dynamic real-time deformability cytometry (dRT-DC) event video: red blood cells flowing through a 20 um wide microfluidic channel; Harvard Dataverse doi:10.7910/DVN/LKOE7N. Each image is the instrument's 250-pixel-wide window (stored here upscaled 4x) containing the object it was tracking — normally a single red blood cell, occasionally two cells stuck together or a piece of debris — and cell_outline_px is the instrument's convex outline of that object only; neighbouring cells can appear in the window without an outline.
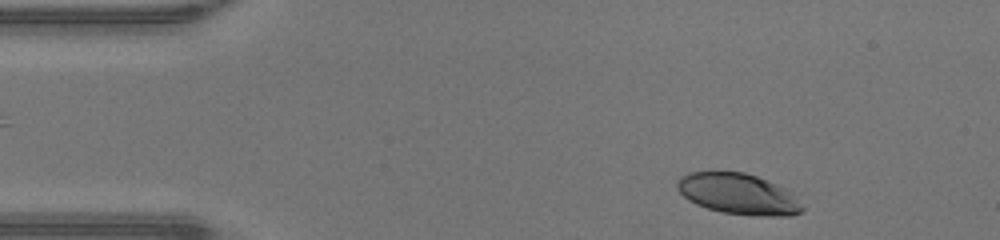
{"species": "human", "species_latin": "Homo sapiens", "temperature_condition": "warm", "stored_images_in_passage": 43, "camera_frame_rate_fps": 3000, "um_per_image_px": 0.085, "donor": {"sex": "male"}, "frame": {"image": 1, "passage_image": 2, "time_ms": 0.333, "image_size_px": [1000, 240], "cell_outline_px": [[804, 208], [800, 212], [792, 216], [752, 216], [724, 212], [708, 208], [696, 204], [688, 200], [676, 188], [676, 184], [680, 176], [688, 172], [744, 172], [756, 176], [776, 184], [792, 192]], "centroid_in_image_um": [62.75, 16.49], "position_along_channel_um": 22.2, "area_um2": 29.77}}
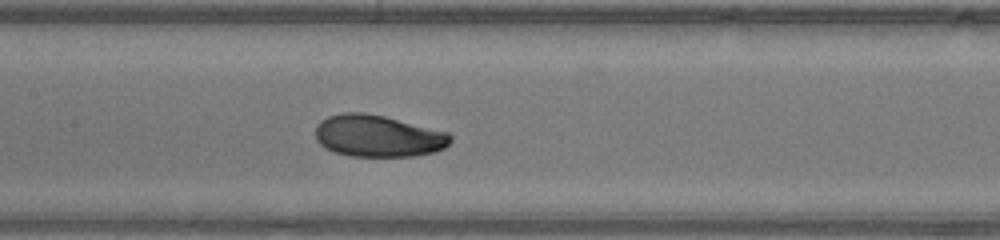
{"frame": {"image": 2, "passage_image": 18, "time_ms": 5.667, "image_size_px": [1000, 240], "cell_outline_px": [[452, 140], [444, 148], [436, 152], [412, 156], [348, 156], [324, 148], [316, 140], [316, 124], [320, 120], [328, 116], [344, 112], [364, 112], [384, 116], [448, 132], [452, 136]], "centroid_in_image_um": [32.12, 11.55], "position_along_channel_um": 175.3, "area_um2": 33.12}}
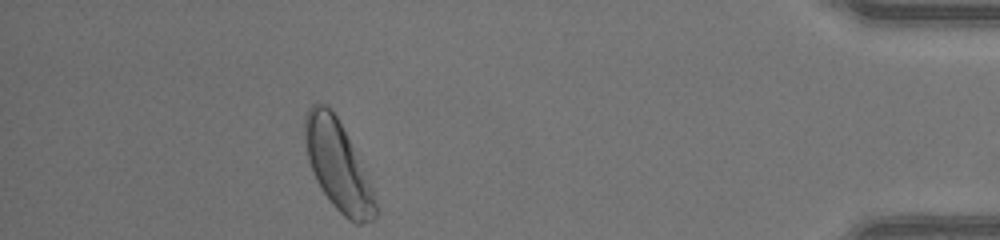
{"frame": {"image": 3, "passage_image": 38, "time_ms": 12.333, "image_size_px": [1000, 240], "cell_outline_px": [[376, 220], [360, 224], [356, 224], [348, 220], [332, 204], [320, 188], [316, 180], [308, 160], [304, 132], [304, 116], [308, 108], [312, 104], [324, 104], [336, 116], [372, 188], [376, 204]], "centroid_in_image_um": [28.69, 14.12], "position_along_channel_um": 406.5, "area_um2": 35.78}, "authors_computed_cell_mechanics": {"area_um2": 32.5992, "velocity_mm_per_s": 4.3531, "shape_relaxation_time_tau1_ms": 2.5419, "shape_relaxation_time_tau2_ms": null, "deformation_change_tau1": 0.1253, "deformation_change_tau2": null}}